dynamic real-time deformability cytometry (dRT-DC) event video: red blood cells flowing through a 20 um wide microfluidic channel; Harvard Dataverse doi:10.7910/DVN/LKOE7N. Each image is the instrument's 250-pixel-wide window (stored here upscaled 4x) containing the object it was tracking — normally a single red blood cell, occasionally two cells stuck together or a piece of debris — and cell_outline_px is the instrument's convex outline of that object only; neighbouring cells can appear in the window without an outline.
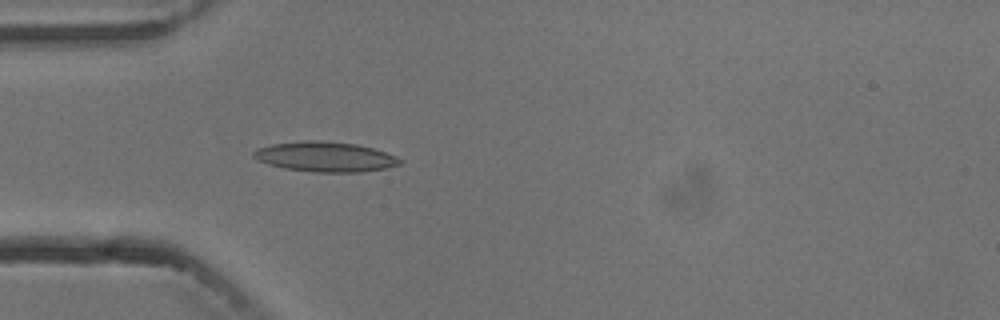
{"species": "common noctule bat (a hibernating species)", "species_latin": "Nyctalus noctula", "temperature_condition": "cold", "stored_images_in_passage": 5, "camera_frame_rate_fps": 3000, "um_per_image_px": 0.085, "animal": {"sex": "male", "body_mass_g": 13.3}, "frame": {"image": 1, "passage_image": 5, "time_ms": 4.667, "image_size_px": [1000, 320], "cell_outline_px": [[404, 160], [400, 164], [388, 168], [360, 172], [312, 172], [284, 168], [268, 164], [252, 156], [252, 152], [256, 148], [272, 144], [304, 140], [316, 140], [356, 144], [372, 148], [384, 152]], "centroid_in_image_um": [27.63, 13.33], "position_along_channel_um": 57.4, "area_um2": 25.55}}